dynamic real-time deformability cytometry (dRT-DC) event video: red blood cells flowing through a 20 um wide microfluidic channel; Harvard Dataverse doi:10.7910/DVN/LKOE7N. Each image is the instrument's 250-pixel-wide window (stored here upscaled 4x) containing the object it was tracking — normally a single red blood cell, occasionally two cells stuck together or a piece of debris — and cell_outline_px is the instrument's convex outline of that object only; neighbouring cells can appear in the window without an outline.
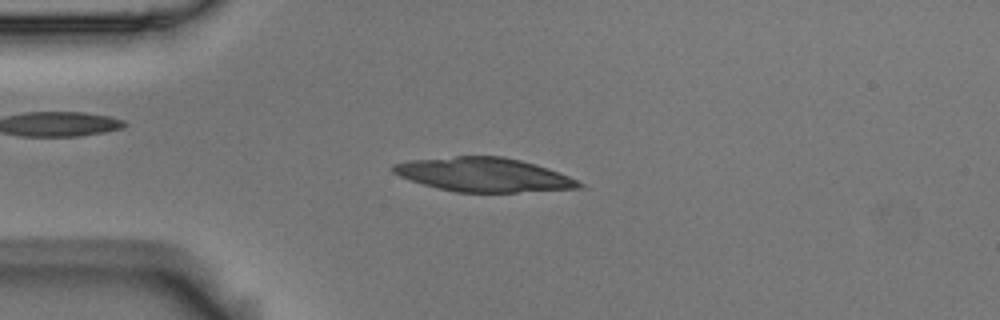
{"species": "Egyptian fruit bat (a non-hibernating species)", "species_latin": "Rousettus aegyptiacus", "temperature_condition": "room temperature", "stored_images_in_passage": 7, "camera_frame_rate_fps": 3000, "um_per_image_px": 0.085, "animal": {"sex": "male"}, "frame": {"image": 1, "passage_image": 3, "time_ms": 0.667, "image_size_px": [1000, 320], "cell_outline_px": [[588, 188], [516, 192], [456, 192], [424, 184], [400, 176], [392, 172], [392, 164], [412, 160], [456, 156], [504, 156], [536, 164], [548, 168], [568, 176], [584, 184]], "centroid_in_image_um": [41.17, 14.85], "position_along_channel_um": 43.8, "area_um2": 36.65}}